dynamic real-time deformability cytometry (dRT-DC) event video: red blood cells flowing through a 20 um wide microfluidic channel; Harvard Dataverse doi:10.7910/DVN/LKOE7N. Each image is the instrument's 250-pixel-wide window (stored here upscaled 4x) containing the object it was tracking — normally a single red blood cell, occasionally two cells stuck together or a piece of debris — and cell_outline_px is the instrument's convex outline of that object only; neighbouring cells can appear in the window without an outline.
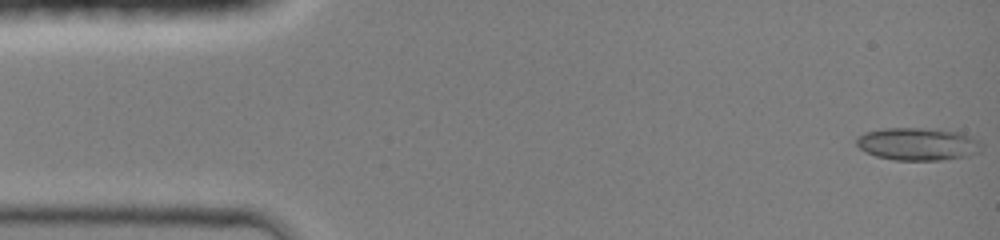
{"species": "common noctule bat (a hibernating species)", "species_latin": "Nyctalus noctula", "temperature_condition": "room temperature", "stored_images_in_passage": 12, "camera_frame_rate_fps": 3000, "um_per_image_px": 0.085, "animal": {"sex": "female", "body_mass_g": 19.0, "forearm_length_mm": 51.5}, "frame": {"image": 1, "passage_image": 1, "time_ms": 0.0, "image_size_px": [1000, 240], "cell_outline_px": [[980, 152], [968, 156], [940, 160], [896, 160], [876, 156], [860, 148], [856, 144], [856, 136], [868, 132], [884, 128], [936, 128], [960, 132], [980, 140]], "centroid_in_image_um": [78.04, 12.23], "position_along_channel_um": 7.0, "area_um2": 23.87}}
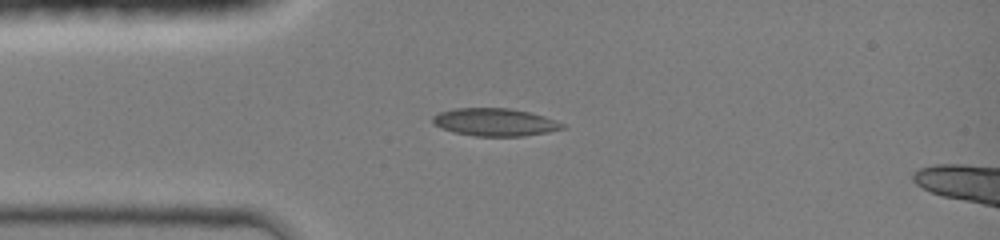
{"frame": {"image": 2, "passage_image": 10, "time_ms": 3.333, "image_size_px": [1000, 240], "cell_outline_px": [[568, 128], [548, 132], [524, 136], [476, 136], [452, 132], [440, 128], [432, 124], [432, 116], [440, 112], [456, 108], [508, 108], [528, 112], [544, 116], [556, 120], [564, 124]], "centroid_in_image_um": [42.06, 10.39], "position_along_channel_um": 42.9, "area_um2": 21.1}}